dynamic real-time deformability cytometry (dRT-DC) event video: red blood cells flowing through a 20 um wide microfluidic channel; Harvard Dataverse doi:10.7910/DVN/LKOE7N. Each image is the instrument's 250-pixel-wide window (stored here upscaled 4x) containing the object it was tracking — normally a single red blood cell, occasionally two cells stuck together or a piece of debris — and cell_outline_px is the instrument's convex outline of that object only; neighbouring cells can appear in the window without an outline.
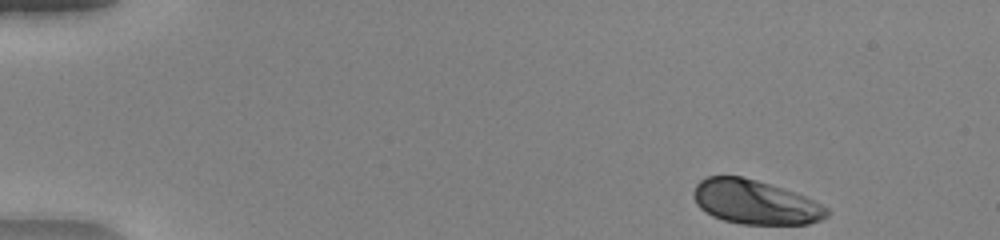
{"species": "human", "species_latin": "Homo sapiens", "temperature_condition": "warm", "stored_images_in_passage": 46, "camera_frame_rate_fps": 3000, "um_per_image_px": 0.085, "donor": {"sex": "female"}, "frame": {"image": 1, "passage_image": 1, "time_ms": 0.0, "image_size_px": [1000, 240], "cell_outline_px": [[828, 216], [820, 220], [808, 224], [740, 224], [724, 220], [712, 216], [704, 212], [696, 204], [692, 196], [692, 192], [696, 184], [700, 180], [708, 176], [740, 176], [756, 180], [796, 192], [828, 208]], "centroid_in_image_um": [64.14, 17.18], "position_along_channel_um": 20.9, "area_um2": 34.39}}
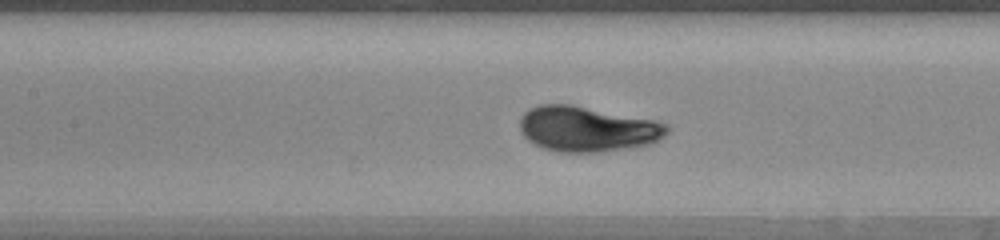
{"frame": {"image": 2, "passage_image": 20, "time_ms": 6.333, "image_size_px": [1000, 240], "cell_outline_px": [[668, 132], [660, 140], [648, 144], [632, 148], [596, 152], [560, 152], [544, 148], [528, 140], [520, 132], [520, 116], [528, 108], [540, 104], [572, 104], [652, 120], [664, 124], [668, 128]], "centroid_in_image_um": [49.87, 10.96], "position_along_channel_um": 157.5, "area_um2": 38.78}}
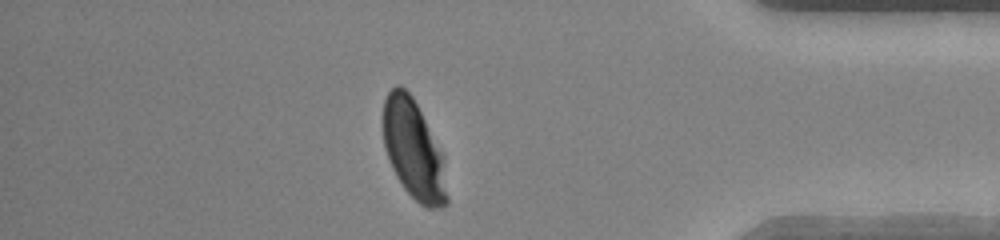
{"frame": {"image": 3, "passage_image": 40, "time_ms": 13.0, "image_size_px": [1000, 240], "cell_outline_px": [[448, 204], [440, 208], [424, 208], [404, 188], [396, 176], [392, 168], [384, 144], [384, 100], [388, 92], [396, 84], [400, 84], [412, 96], [444, 156], [448, 196]], "centroid_in_image_um": [35.18, 12.77], "position_along_channel_um": 400.0, "area_um2": 36.76}, "authors_computed_cell_mechanics": {"area_um2": 37.281, "velocity_mm_per_s": 4.0387, "shape_relaxation_time_tau1_ms": 2.5347, "shape_relaxation_time_tau2_ms": null, "deformation_change_tau1": 0.1671, "deformation_change_tau2": null}}